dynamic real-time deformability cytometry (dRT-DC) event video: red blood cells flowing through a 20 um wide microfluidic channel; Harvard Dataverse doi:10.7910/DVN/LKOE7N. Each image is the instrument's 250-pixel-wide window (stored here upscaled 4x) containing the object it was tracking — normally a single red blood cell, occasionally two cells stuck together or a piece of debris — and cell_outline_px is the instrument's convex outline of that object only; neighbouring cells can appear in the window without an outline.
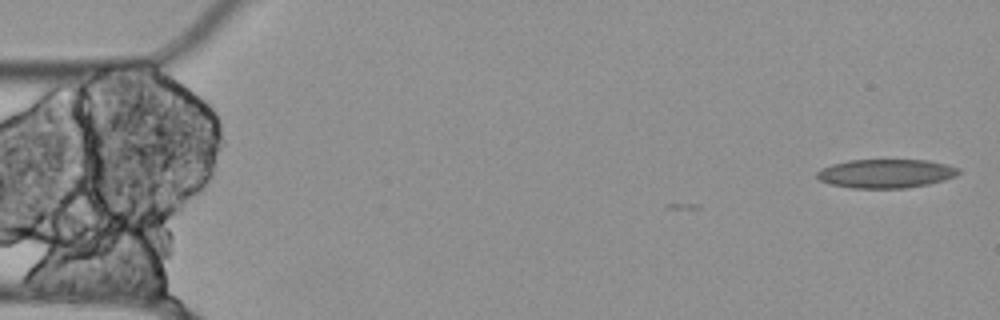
{"species": "Egyptian fruit bat (a non-hibernating species)", "species_latin": "Rousettus aegyptiacus", "temperature_condition": "cold", "stored_images_in_passage": 3, "camera_frame_rate_fps": 3000, "um_per_image_px": 0.085, "animal": {"sex": "female"}, "frame": {"image": 1, "passage_image": 1, "time_ms": 0.0, "image_size_px": [1000, 320], "cell_outline_px": [[960, 172], [956, 176], [944, 180], [928, 184], [904, 188], [852, 188], [832, 184], [820, 180], [816, 176], [816, 172], [820, 168], [832, 164], [848, 160], [928, 160], [960, 168]], "centroid_in_image_um": [75.29, 14.74], "position_along_channel_um": 9.7, "area_um2": 23.76}}